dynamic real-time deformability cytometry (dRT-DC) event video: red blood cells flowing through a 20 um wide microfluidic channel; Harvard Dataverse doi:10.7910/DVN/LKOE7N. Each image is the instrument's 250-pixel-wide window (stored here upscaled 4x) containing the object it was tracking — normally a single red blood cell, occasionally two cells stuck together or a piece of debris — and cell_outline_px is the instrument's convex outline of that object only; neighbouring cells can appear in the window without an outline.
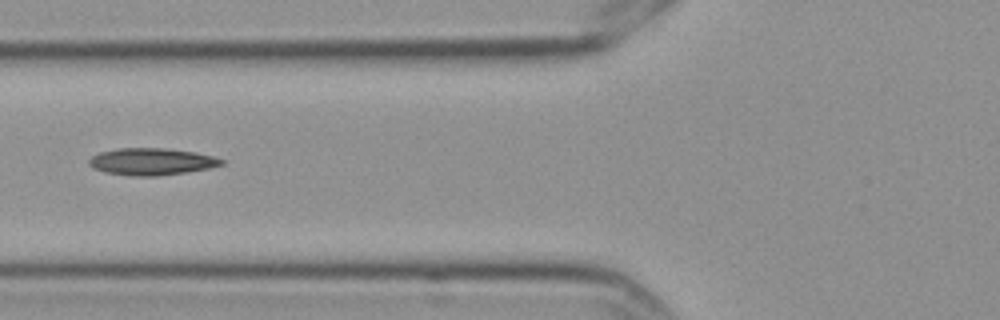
{"species": "Egyptian fruit bat (a non-hibernating species)", "species_latin": "Rousettus aegyptiacus", "temperature_condition": "cold", "stored_images_in_passage": 6, "camera_frame_rate_fps": 3000, "um_per_image_px": 0.085, "frame": {"image": 1, "passage_image": 6, "time_ms": 1.667, "image_size_px": [1000, 320], "cell_outline_px": [[224, 164], [208, 168], [184, 172], [156, 176], [132, 176], [104, 172], [92, 168], [88, 164], [88, 160], [92, 156], [100, 152], [116, 148], [164, 148], [196, 152], [212, 156], [224, 160]], "centroid_in_image_um": [12.84, 13.73], "position_along_channel_um": 113.0, "area_um2": 20.81}}